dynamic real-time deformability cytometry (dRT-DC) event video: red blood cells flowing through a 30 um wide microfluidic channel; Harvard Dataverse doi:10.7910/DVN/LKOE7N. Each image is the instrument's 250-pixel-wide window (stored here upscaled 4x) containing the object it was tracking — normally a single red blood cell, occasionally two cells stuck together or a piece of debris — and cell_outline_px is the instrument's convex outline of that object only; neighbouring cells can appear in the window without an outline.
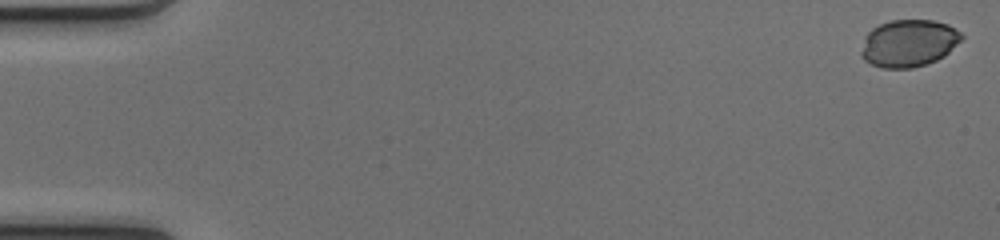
{"species": "common noctule bat (a hibernating species)", "species_latin": "Nyctalus noctula", "temperature_condition": "cold", "stored_images_in_passage": 50, "camera_frame_rate_fps": 3000, "um_per_image_px": 0.085, "animal": {"sex": "female", "body_mass_g": 17.0, "forearm_length_mm": 48.0}, "frame": {"image": 1, "passage_image": 1, "time_ms": 0.0, "image_size_px": [1000, 240], "cell_outline_px": [[964, 36], [944, 56], [936, 60], [912, 68], [880, 68], [864, 60], [860, 56], [860, 52], [864, 36], [872, 28], [880, 24], [892, 20], [932, 20], [948, 24], [960, 32]], "centroid_in_image_um": [77.2, 3.67], "position_along_channel_um": 7.8, "area_um2": 27.63}}
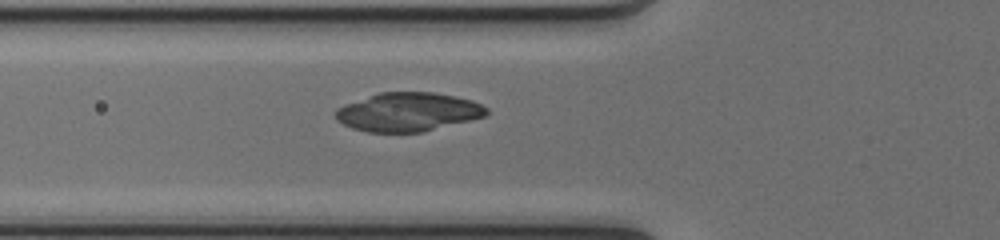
{"frame": {"image": 2, "passage_image": 19, "time_ms": 6.0, "image_size_px": [1000, 240], "cell_outline_px": [[488, 112], [484, 116], [420, 132], [368, 132], [352, 128], [336, 120], [336, 108], [380, 92], [432, 92], [456, 96], [472, 100], [488, 108]], "centroid_in_image_um": [34.67, 9.51], "position_along_channel_um": 91.1, "area_um2": 33.58}}
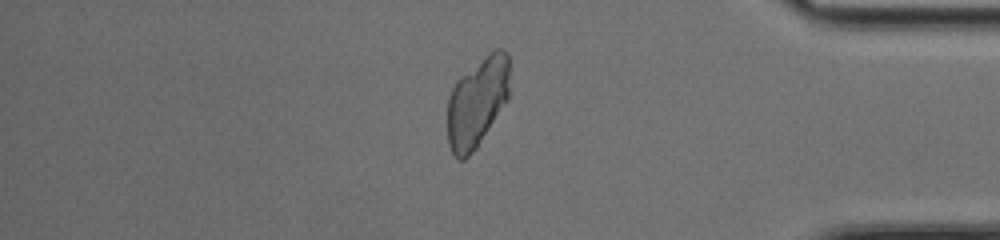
{"frame": {"image": 3, "passage_image": 43, "time_ms": 14.0, "image_size_px": [1000, 240], "cell_outline_px": [[508, 100], [476, 148], [464, 160], [456, 160], [448, 144], [448, 96], [456, 80], [460, 76], [488, 52], [496, 48], [504, 48], [508, 52]], "centroid_in_image_um": [40.55, 8.67], "position_along_channel_um": 394.7, "area_um2": 32.66}}